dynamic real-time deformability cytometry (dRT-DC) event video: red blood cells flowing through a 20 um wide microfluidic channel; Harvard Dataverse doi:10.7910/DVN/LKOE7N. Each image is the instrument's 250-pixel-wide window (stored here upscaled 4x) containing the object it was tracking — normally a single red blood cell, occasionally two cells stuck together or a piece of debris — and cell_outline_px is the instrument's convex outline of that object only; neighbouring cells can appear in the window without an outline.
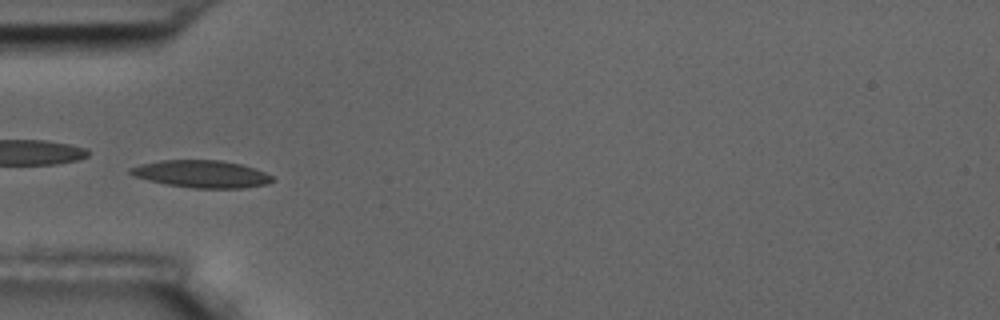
{"species": "common noctule bat (a hibernating species)", "species_latin": "Nyctalus noctula", "temperature_condition": "room temperature", "stored_images_in_passage": 8, "camera_frame_rate_fps": 3000, "um_per_image_px": 0.085, "animal": {"sex": "male", "body_mass_g": 17.5, "forearm_length_mm": 52.3}, "frame": {"image": 1, "passage_image": 6, "time_ms": 5.667, "image_size_px": [1000, 320], "cell_outline_px": [[272, 180], [268, 184], [244, 188], [192, 188], [164, 184], [132, 176], [128, 172], [128, 168], [140, 164], [160, 160], [220, 160], [240, 164], [264, 172], [272, 176]], "centroid_in_image_um": [17.07, 14.79], "position_along_channel_um": 67.9, "area_um2": 22.66}}